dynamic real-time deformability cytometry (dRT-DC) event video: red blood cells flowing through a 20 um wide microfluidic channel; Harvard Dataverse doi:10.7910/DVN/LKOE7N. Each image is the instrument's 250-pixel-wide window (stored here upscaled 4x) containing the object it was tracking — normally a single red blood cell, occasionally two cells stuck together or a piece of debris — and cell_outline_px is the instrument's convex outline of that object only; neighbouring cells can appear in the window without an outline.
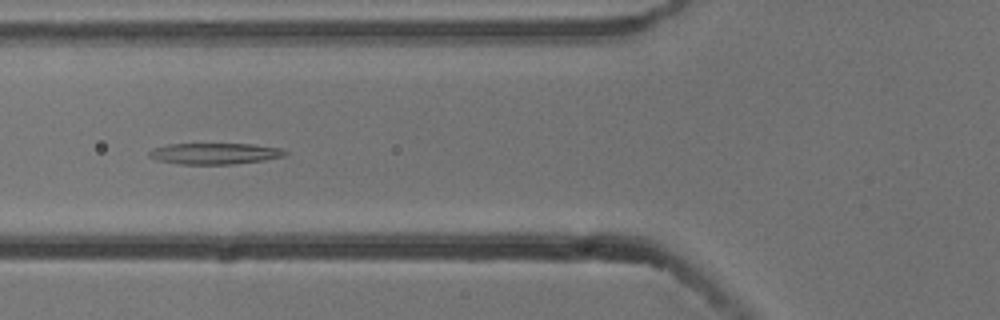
{"species": "common noctule bat (a hibernating species)", "species_latin": "Nyctalus noctula", "temperature_condition": "cold", "stored_images_in_passage": 7, "camera_frame_rate_fps": 3000, "um_per_image_px": 0.085, "animal": {"sex": "male", "body_mass_g": 13.3}, "frame": {"image": 1, "passage_image": 5, "time_ms": 1.333, "image_size_px": [1000, 320], "cell_outline_px": [[288, 152], [284, 156], [264, 160], [232, 164], [180, 164], [156, 160], [148, 156], [148, 152], [152, 148], [168, 144], [252, 144], [280, 148]], "centroid_in_image_um": [18.21, 13.05], "position_along_channel_um": 107.6, "area_um2": 16.76}}
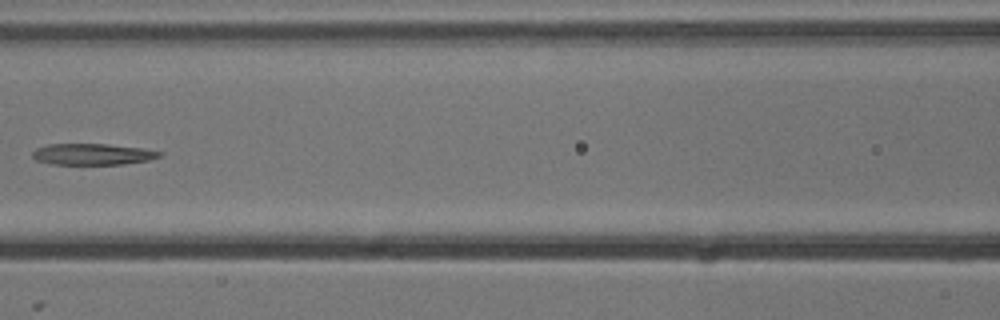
{"frame": {"image": 2, "passage_image": 6, "time_ms": 1.667, "image_size_px": [1000, 320], "cell_outline_px": [[164, 152], [160, 156], [148, 160], [124, 164], [52, 164], [36, 160], [32, 156], [32, 152], [36, 148], [48, 144], [104, 144], [140, 148]], "centroid_in_image_um": [7.84, 13.11], "position_along_channel_um": 158.8, "area_um2": 15.61}}
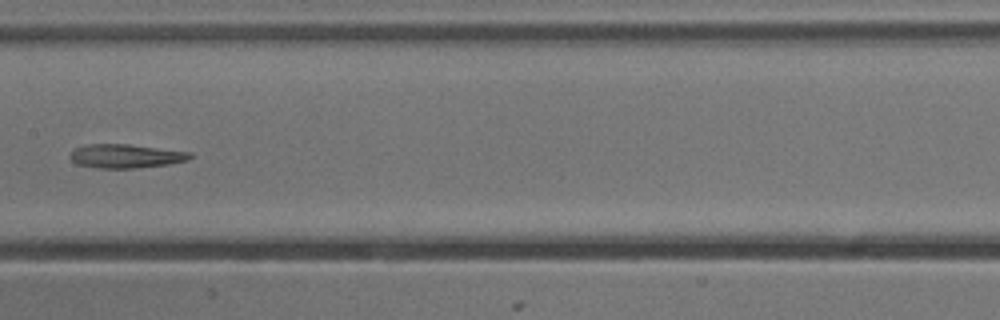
{"frame": {"image": 3, "passage_image": 7, "time_ms": 2.0, "image_size_px": [1000, 320], "cell_outline_px": [[196, 156], [188, 160], [168, 164], [136, 168], [100, 168], [76, 164], [68, 156], [76, 148], [88, 144], [128, 144], [192, 152]], "centroid_in_image_um": [10.74, 13.26], "position_along_channel_um": 196.7, "area_um2": 16.7}}